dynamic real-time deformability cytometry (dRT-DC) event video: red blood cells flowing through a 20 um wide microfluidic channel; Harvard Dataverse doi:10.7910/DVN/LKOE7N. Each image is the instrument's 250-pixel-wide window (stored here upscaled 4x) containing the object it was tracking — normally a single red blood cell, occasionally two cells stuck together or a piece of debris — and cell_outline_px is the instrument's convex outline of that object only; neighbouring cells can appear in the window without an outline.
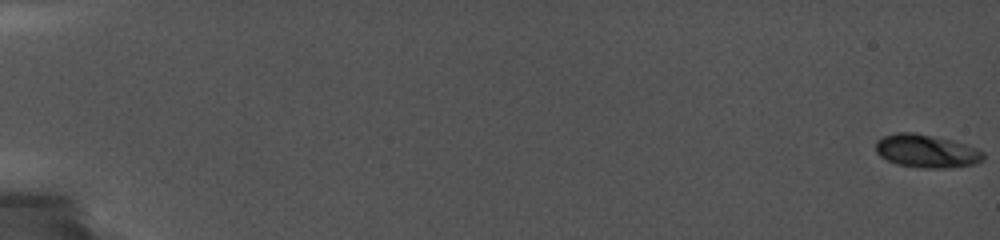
{"species": "common noctule bat (a hibernating species)", "species_latin": "Nyctalus noctula", "temperature_condition": "cold", "stored_images_in_passage": 39, "camera_frame_rate_fps": 5000, "um_per_image_px": 0.085, "animal": {"sex": "female", "body_mass_g": 19.0, "forearm_length_mm": 56.7}, "frame": {"image": 1, "passage_image": 1, "time_ms": 0.0, "image_size_px": [1000, 240], "cell_outline_px": [[984, 160], [976, 164], [948, 168], [920, 168], [896, 164], [880, 156], [876, 152], [876, 140], [884, 136], [896, 132], [916, 132], [952, 140], [976, 148], [984, 152]], "centroid_in_image_um": [78.75, 12.84], "position_along_channel_um": 6.2, "area_um2": 20.98}}
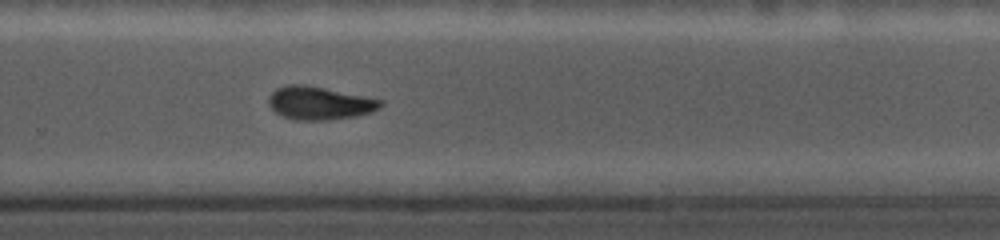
{"frame": {"image": 2, "passage_image": 31, "time_ms": 13.4, "image_size_px": [1000, 240], "cell_outline_px": [[384, 104], [380, 108], [356, 116], [328, 120], [296, 120], [284, 116], [276, 112], [268, 104], [268, 96], [276, 88], [288, 84], [300, 84], [384, 100]], "centroid_in_image_um": [27.13, 8.77], "position_along_channel_um": 302.7, "area_um2": 21.27}}
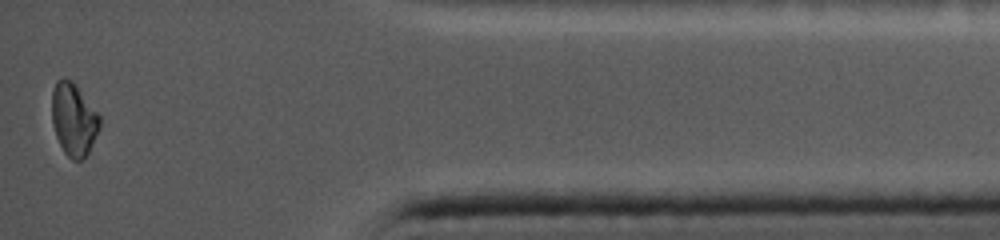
{"frame": {"image": 3, "passage_image": 39, "time_ms": 17.4, "image_size_px": [1000, 240], "cell_outline_px": [[100, 128], [88, 152], [80, 160], [72, 160], [64, 152], [56, 136], [52, 124], [52, 92], [56, 80], [60, 76], [64, 76], [72, 80], [100, 116]], "centroid_in_image_um": [6.24, 10.11], "position_along_channel_um": 429.0, "area_um2": 20.23}}